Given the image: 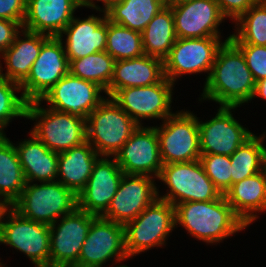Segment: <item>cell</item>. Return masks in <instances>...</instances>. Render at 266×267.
Masks as SVG:
<instances>
[{
    "label": "cell",
    "instance_id": "cell-40",
    "mask_svg": "<svg viewBox=\"0 0 266 267\" xmlns=\"http://www.w3.org/2000/svg\"><path fill=\"white\" fill-rule=\"evenodd\" d=\"M22 26L11 20L0 19V53L2 54L14 42L15 36Z\"/></svg>",
    "mask_w": 266,
    "mask_h": 267
},
{
    "label": "cell",
    "instance_id": "cell-6",
    "mask_svg": "<svg viewBox=\"0 0 266 267\" xmlns=\"http://www.w3.org/2000/svg\"><path fill=\"white\" fill-rule=\"evenodd\" d=\"M175 226V206L157 198L124 225L126 254L130 258L151 247L164 245Z\"/></svg>",
    "mask_w": 266,
    "mask_h": 267
},
{
    "label": "cell",
    "instance_id": "cell-32",
    "mask_svg": "<svg viewBox=\"0 0 266 267\" xmlns=\"http://www.w3.org/2000/svg\"><path fill=\"white\" fill-rule=\"evenodd\" d=\"M264 138L265 134L262 137L253 135L230 156L232 184L263 170L266 153Z\"/></svg>",
    "mask_w": 266,
    "mask_h": 267
},
{
    "label": "cell",
    "instance_id": "cell-36",
    "mask_svg": "<svg viewBox=\"0 0 266 267\" xmlns=\"http://www.w3.org/2000/svg\"><path fill=\"white\" fill-rule=\"evenodd\" d=\"M205 173L224 195L232 186L230 156L207 154L200 156Z\"/></svg>",
    "mask_w": 266,
    "mask_h": 267
},
{
    "label": "cell",
    "instance_id": "cell-8",
    "mask_svg": "<svg viewBox=\"0 0 266 267\" xmlns=\"http://www.w3.org/2000/svg\"><path fill=\"white\" fill-rule=\"evenodd\" d=\"M160 126H156V133L163 165L200 160L197 116L188 111L176 112Z\"/></svg>",
    "mask_w": 266,
    "mask_h": 267
},
{
    "label": "cell",
    "instance_id": "cell-12",
    "mask_svg": "<svg viewBox=\"0 0 266 267\" xmlns=\"http://www.w3.org/2000/svg\"><path fill=\"white\" fill-rule=\"evenodd\" d=\"M69 73V62L59 37L50 36L32 65L30 74L20 84L27 102L40 100L56 83Z\"/></svg>",
    "mask_w": 266,
    "mask_h": 267
},
{
    "label": "cell",
    "instance_id": "cell-2",
    "mask_svg": "<svg viewBox=\"0 0 266 267\" xmlns=\"http://www.w3.org/2000/svg\"><path fill=\"white\" fill-rule=\"evenodd\" d=\"M176 226L206 243H219L246 228L224 195L213 201H188L175 206Z\"/></svg>",
    "mask_w": 266,
    "mask_h": 267
},
{
    "label": "cell",
    "instance_id": "cell-16",
    "mask_svg": "<svg viewBox=\"0 0 266 267\" xmlns=\"http://www.w3.org/2000/svg\"><path fill=\"white\" fill-rule=\"evenodd\" d=\"M153 176L124 174L116 194L101 217L125 225L134 220L159 195Z\"/></svg>",
    "mask_w": 266,
    "mask_h": 267
},
{
    "label": "cell",
    "instance_id": "cell-21",
    "mask_svg": "<svg viewBox=\"0 0 266 267\" xmlns=\"http://www.w3.org/2000/svg\"><path fill=\"white\" fill-rule=\"evenodd\" d=\"M79 7L82 0H27L22 28L58 37Z\"/></svg>",
    "mask_w": 266,
    "mask_h": 267
},
{
    "label": "cell",
    "instance_id": "cell-31",
    "mask_svg": "<svg viewBox=\"0 0 266 267\" xmlns=\"http://www.w3.org/2000/svg\"><path fill=\"white\" fill-rule=\"evenodd\" d=\"M115 59L106 51H99L69 62V73L83 80L96 83L108 95L113 77Z\"/></svg>",
    "mask_w": 266,
    "mask_h": 267
},
{
    "label": "cell",
    "instance_id": "cell-25",
    "mask_svg": "<svg viewBox=\"0 0 266 267\" xmlns=\"http://www.w3.org/2000/svg\"><path fill=\"white\" fill-rule=\"evenodd\" d=\"M224 196L236 215L246 226L250 225L258 218L257 211L266 210V174L264 170L232 184Z\"/></svg>",
    "mask_w": 266,
    "mask_h": 267
},
{
    "label": "cell",
    "instance_id": "cell-17",
    "mask_svg": "<svg viewBox=\"0 0 266 267\" xmlns=\"http://www.w3.org/2000/svg\"><path fill=\"white\" fill-rule=\"evenodd\" d=\"M235 107H219L214 118L198 120L201 155L231 156L254 134L244 128L231 113Z\"/></svg>",
    "mask_w": 266,
    "mask_h": 267
},
{
    "label": "cell",
    "instance_id": "cell-33",
    "mask_svg": "<svg viewBox=\"0 0 266 267\" xmlns=\"http://www.w3.org/2000/svg\"><path fill=\"white\" fill-rule=\"evenodd\" d=\"M105 51L116 61L140 57L145 54L141 33L107 19Z\"/></svg>",
    "mask_w": 266,
    "mask_h": 267
},
{
    "label": "cell",
    "instance_id": "cell-3",
    "mask_svg": "<svg viewBox=\"0 0 266 267\" xmlns=\"http://www.w3.org/2000/svg\"><path fill=\"white\" fill-rule=\"evenodd\" d=\"M32 184L26 182L20 197L11 205L24 218L52 225L61 215H68L78 208L77 195L62 183Z\"/></svg>",
    "mask_w": 266,
    "mask_h": 267
},
{
    "label": "cell",
    "instance_id": "cell-23",
    "mask_svg": "<svg viewBox=\"0 0 266 267\" xmlns=\"http://www.w3.org/2000/svg\"><path fill=\"white\" fill-rule=\"evenodd\" d=\"M165 78L164 60L146 54L115 61L108 97L126 87H143L160 83Z\"/></svg>",
    "mask_w": 266,
    "mask_h": 267
},
{
    "label": "cell",
    "instance_id": "cell-41",
    "mask_svg": "<svg viewBox=\"0 0 266 267\" xmlns=\"http://www.w3.org/2000/svg\"><path fill=\"white\" fill-rule=\"evenodd\" d=\"M103 2V9H100V6H96V4L93 2V0H82V7H90L93 9H96L97 11L104 12L108 10L113 4L120 2L121 0H97Z\"/></svg>",
    "mask_w": 266,
    "mask_h": 267
},
{
    "label": "cell",
    "instance_id": "cell-14",
    "mask_svg": "<svg viewBox=\"0 0 266 267\" xmlns=\"http://www.w3.org/2000/svg\"><path fill=\"white\" fill-rule=\"evenodd\" d=\"M113 258L119 262L129 258L125 250L124 225L97 216L81 247L78 267H102Z\"/></svg>",
    "mask_w": 266,
    "mask_h": 267
},
{
    "label": "cell",
    "instance_id": "cell-37",
    "mask_svg": "<svg viewBox=\"0 0 266 267\" xmlns=\"http://www.w3.org/2000/svg\"><path fill=\"white\" fill-rule=\"evenodd\" d=\"M243 53L255 82L266 78V46L234 43Z\"/></svg>",
    "mask_w": 266,
    "mask_h": 267
},
{
    "label": "cell",
    "instance_id": "cell-43",
    "mask_svg": "<svg viewBox=\"0 0 266 267\" xmlns=\"http://www.w3.org/2000/svg\"><path fill=\"white\" fill-rule=\"evenodd\" d=\"M11 206L4 200L0 198V229L2 225L3 216L5 215V212L10 208Z\"/></svg>",
    "mask_w": 266,
    "mask_h": 267
},
{
    "label": "cell",
    "instance_id": "cell-15",
    "mask_svg": "<svg viewBox=\"0 0 266 267\" xmlns=\"http://www.w3.org/2000/svg\"><path fill=\"white\" fill-rule=\"evenodd\" d=\"M102 91L105 92L96 83L68 73L40 101L50 103L51 109L86 120L88 115L106 99L100 95Z\"/></svg>",
    "mask_w": 266,
    "mask_h": 267
},
{
    "label": "cell",
    "instance_id": "cell-9",
    "mask_svg": "<svg viewBox=\"0 0 266 267\" xmlns=\"http://www.w3.org/2000/svg\"><path fill=\"white\" fill-rule=\"evenodd\" d=\"M5 215L7 220L3 216L0 243L23 252L35 267H50L49 225L26 219L12 207Z\"/></svg>",
    "mask_w": 266,
    "mask_h": 267
},
{
    "label": "cell",
    "instance_id": "cell-47",
    "mask_svg": "<svg viewBox=\"0 0 266 267\" xmlns=\"http://www.w3.org/2000/svg\"><path fill=\"white\" fill-rule=\"evenodd\" d=\"M117 267H128V266H126V265H120V266H117Z\"/></svg>",
    "mask_w": 266,
    "mask_h": 267
},
{
    "label": "cell",
    "instance_id": "cell-19",
    "mask_svg": "<svg viewBox=\"0 0 266 267\" xmlns=\"http://www.w3.org/2000/svg\"><path fill=\"white\" fill-rule=\"evenodd\" d=\"M177 38L220 37L225 20L215 0H184L171 5Z\"/></svg>",
    "mask_w": 266,
    "mask_h": 267
},
{
    "label": "cell",
    "instance_id": "cell-29",
    "mask_svg": "<svg viewBox=\"0 0 266 267\" xmlns=\"http://www.w3.org/2000/svg\"><path fill=\"white\" fill-rule=\"evenodd\" d=\"M165 6L164 0H121L106 10V14L112 23L141 33Z\"/></svg>",
    "mask_w": 266,
    "mask_h": 267
},
{
    "label": "cell",
    "instance_id": "cell-22",
    "mask_svg": "<svg viewBox=\"0 0 266 267\" xmlns=\"http://www.w3.org/2000/svg\"><path fill=\"white\" fill-rule=\"evenodd\" d=\"M63 34L67 36L65 42V53L68 62L87 55L105 51L107 38V14L104 17L90 15L85 19L73 17L71 22L58 36L63 39Z\"/></svg>",
    "mask_w": 266,
    "mask_h": 267
},
{
    "label": "cell",
    "instance_id": "cell-39",
    "mask_svg": "<svg viewBox=\"0 0 266 267\" xmlns=\"http://www.w3.org/2000/svg\"><path fill=\"white\" fill-rule=\"evenodd\" d=\"M222 15L231 17L236 21L242 14H244L250 7H252L258 0H215Z\"/></svg>",
    "mask_w": 266,
    "mask_h": 267
},
{
    "label": "cell",
    "instance_id": "cell-35",
    "mask_svg": "<svg viewBox=\"0 0 266 267\" xmlns=\"http://www.w3.org/2000/svg\"><path fill=\"white\" fill-rule=\"evenodd\" d=\"M21 91L20 84L0 76V135L14 117H26L27 101L15 91Z\"/></svg>",
    "mask_w": 266,
    "mask_h": 267
},
{
    "label": "cell",
    "instance_id": "cell-27",
    "mask_svg": "<svg viewBox=\"0 0 266 267\" xmlns=\"http://www.w3.org/2000/svg\"><path fill=\"white\" fill-rule=\"evenodd\" d=\"M15 146L26 182H53L57 178L58 153L49 150L32 133Z\"/></svg>",
    "mask_w": 266,
    "mask_h": 267
},
{
    "label": "cell",
    "instance_id": "cell-30",
    "mask_svg": "<svg viewBox=\"0 0 266 267\" xmlns=\"http://www.w3.org/2000/svg\"><path fill=\"white\" fill-rule=\"evenodd\" d=\"M15 144L0 135V198L10 206L20 197L26 184Z\"/></svg>",
    "mask_w": 266,
    "mask_h": 267
},
{
    "label": "cell",
    "instance_id": "cell-28",
    "mask_svg": "<svg viewBox=\"0 0 266 267\" xmlns=\"http://www.w3.org/2000/svg\"><path fill=\"white\" fill-rule=\"evenodd\" d=\"M144 53L164 60L177 36L171 6L162 8L141 32Z\"/></svg>",
    "mask_w": 266,
    "mask_h": 267
},
{
    "label": "cell",
    "instance_id": "cell-24",
    "mask_svg": "<svg viewBox=\"0 0 266 267\" xmlns=\"http://www.w3.org/2000/svg\"><path fill=\"white\" fill-rule=\"evenodd\" d=\"M21 32L24 39L19 36ZM49 37L22 28L15 36L12 45L2 53L1 57L4 59L7 71L2 73L3 68L0 64V76L21 84L30 74L32 65L40 54L42 44Z\"/></svg>",
    "mask_w": 266,
    "mask_h": 267
},
{
    "label": "cell",
    "instance_id": "cell-5",
    "mask_svg": "<svg viewBox=\"0 0 266 267\" xmlns=\"http://www.w3.org/2000/svg\"><path fill=\"white\" fill-rule=\"evenodd\" d=\"M40 105V100L27 102L25 118L39 120L30 133L49 150L61 153L86 142V120Z\"/></svg>",
    "mask_w": 266,
    "mask_h": 267
},
{
    "label": "cell",
    "instance_id": "cell-13",
    "mask_svg": "<svg viewBox=\"0 0 266 267\" xmlns=\"http://www.w3.org/2000/svg\"><path fill=\"white\" fill-rule=\"evenodd\" d=\"M173 83L166 77L157 84L143 87H126L117 90L111 99L121 107L139 126L140 119L165 120L172 115Z\"/></svg>",
    "mask_w": 266,
    "mask_h": 267
},
{
    "label": "cell",
    "instance_id": "cell-38",
    "mask_svg": "<svg viewBox=\"0 0 266 267\" xmlns=\"http://www.w3.org/2000/svg\"><path fill=\"white\" fill-rule=\"evenodd\" d=\"M27 0H0V19L11 20L23 25Z\"/></svg>",
    "mask_w": 266,
    "mask_h": 267
},
{
    "label": "cell",
    "instance_id": "cell-4",
    "mask_svg": "<svg viewBox=\"0 0 266 267\" xmlns=\"http://www.w3.org/2000/svg\"><path fill=\"white\" fill-rule=\"evenodd\" d=\"M139 125L111 97L86 119V141L101 157H114Z\"/></svg>",
    "mask_w": 266,
    "mask_h": 267
},
{
    "label": "cell",
    "instance_id": "cell-7",
    "mask_svg": "<svg viewBox=\"0 0 266 267\" xmlns=\"http://www.w3.org/2000/svg\"><path fill=\"white\" fill-rule=\"evenodd\" d=\"M170 192L158 198L176 206L188 201H213L222 196L205 173L200 160L164 164L157 177Z\"/></svg>",
    "mask_w": 266,
    "mask_h": 267
},
{
    "label": "cell",
    "instance_id": "cell-46",
    "mask_svg": "<svg viewBox=\"0 0 266 267\" xmlns=\"http://www.w3.org/2000/svg\"><path fill=\"white\" fill-rule=\"evenodd\" d=\"M266 7V0H260Z\"/></svg>",
    "mask_w": 266,
    "mask_h": 267
},
{
    "label": "cell",
    "instance_id": "cell-10",
    "mask_svg": "<svg viewBox=\"0 0 266 267\" xmlns=\"http://www.w3.org/2000/svg\"><path fill=\"white\" fill-rule=\"evenodd\" d=\"M223 43L220 37L177 38L164 59L165 77L174 84L183 74L206 72L207 81Z\"/></svg>",
    "mask_w": 266,
    "mask_h": 267
},
{
    "label": "cell",
    "instance_id": "cell-11",
    "mask_svg": "<svg viewBox=\"0 0 266 267\" xmlns=\"http://www.w3.org/2000/svg\"><path fill=\"white\" fill-rule=\"evenodd\" d=\"M96 217L77 208L49 225L50 267H78L81 247Z\"/></svg>",
    "mask_w": 266,
    "mask_h": 267
},
{
    "label": "cell",
    "instance_id": "cell-45",
    "mask_svg": "<svg viewBox=\"0 0 266 267\" xmlns=\"http://www.w3.org/2000/svg\"><path fill=\"white\" fill-rule=\"evenodd\" d=\"M265 174H266V153H265V160H264V168H263Z\"/></svg>",
    "mask_w": 266,
    "mask_h": 267
},
{
    "label": "cell",
    "instance_id": "cell-20",
    "mask_svg": "<svg viewBox=\"0 0 266 267\" xmlns=\"http://www.w3.org/2000/svg\"><path fill=\"white\" fill-rule=\"evenodd\" d=\"M100 157L84 189L77 195L78 209L101 216L117 192L124 175L115 158Z\"/></svg>",
    "mask_w": 266,
    "mask_h": 267
},
{
    "label": "cell",
    "instance_id": "cell-1",
    "mask_svg": "<svg viewBox=\"0 0 266 267\" xmlns=\"http://www.w3.org/2000/svg\"><path fill=\"white\" fill-rule=\"evenodd\" d=\"M255 84L242 51L227 37L204 84L203 99L237 108L253 99Z\"/></svg>",
    "mask_w": 266,
    "mask_h": 267
},
{
    "label": "cell",
    "instance_id": "cell-44",
    "mask_svg": "<svg viewBox=\"0 0 266 267\" xmlns=\"http://www.w3.org/2000/svg\"><path fill=\"white\" fill-rule=\"evenodd\" d=\"M181 1H184V0H164V3L166 6H171V5L178 3V2H181Z\"/></svg>",
    "mask_w": 266,
    "mask_h": 267
},
{
    "label": "cell",
    "instance_id": "cell-18",
    "mask_svg": "<svg viewBox=\"0 0 266 267\" xmlns=\"http://www.w3.org/2000/svg\"><path fill=\"white\" fill-rule=\"evenodd\" d=\"M114 158L124 174H153L157 178L163 163L156 127L139 126Z\"/></svg>",
    "mask_w": 266,
    "mask_h": 267
},
{
    "label": "cell",
    "instance_id": "cell-26",
    "mask_svg": "<svg viewBox=\"0 0 266 267\" xmlns=\"http://www.w3.org/2000/svg\"><path fill=\"white\" fill-rule=\"evenodd\" d=\"M100 155L86 141L67 151L58 153V168L56 181L78 195L86 186L94 164Z\"/></svg>",
    "mask_w": 266,
    "mask_h": 267
},
{
    "label": "cell",
    "instance_id": "cell-34",
    "mask_svg": "<svg viewBox=\"0 0 266 267\" xmlns=\"http://www.w3.org/2000/svg\"><path fill=\"white\" fill-rule=\"evenodd\" d=\"M237 34H231L233 43L266 46V7L258 0L236 20Z\"/></svg>",
    "mask_w": 266,
    "mask_h": 267
},
{
    "label": "cell",
    "instance_id": "cell-42",
    "mask_svg": "<svg viewBox=\"0 0 266 267\" xmlns=\"http://www.w3.org/2000/svg\"><path fill=\"white\" fill-rule=\"evenodd\" d=\"M260 96L266 99V78H263L256 82L253 98Z\"/></svg>",
    "mask_w": 266,
    "mask_h": 267
}]
</instances>
